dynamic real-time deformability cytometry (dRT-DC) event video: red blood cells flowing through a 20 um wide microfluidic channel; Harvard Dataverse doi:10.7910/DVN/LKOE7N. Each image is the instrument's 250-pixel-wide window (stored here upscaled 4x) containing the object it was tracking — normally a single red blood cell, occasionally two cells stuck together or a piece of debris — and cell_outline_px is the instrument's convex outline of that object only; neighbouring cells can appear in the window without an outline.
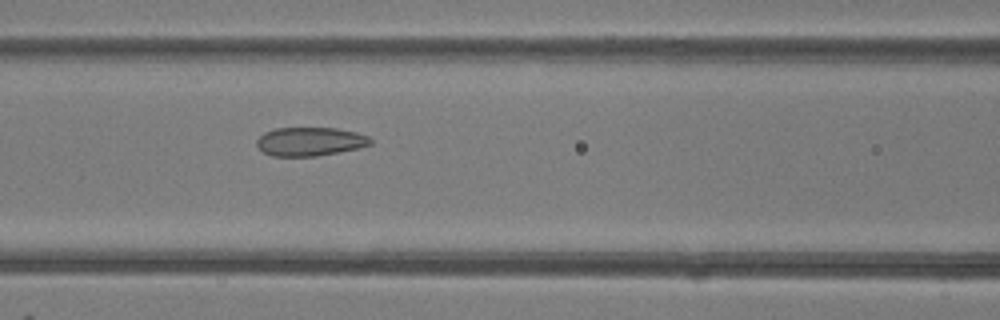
{"species": "common noctule bat (a hibernating species)", "species_latin": "Nyctalus noctula", "temperature_condition": "room temperature", "stored_images_in_passage": 49, "camera_frame_rate_fps": 3000, "um_per_image_px": 0.085, "animal": {"sex": "female"}, "frame": {"image": 1, "passage_image": 21, "time_ms": 6.667, "image_size_px": [1000, 320], "cell_outline_px": [[372, 144], [360, 148], [316, 156], [272, 156], [264, 152], [256, 144], [256, 140], [264, 132], [276, 128], [336, 128], [356, 132], [368, 136], [372, 140]], "centroid_in_image_um": [26.36, 12.03], "position_along_channel_um": 140.2, "area_um2": 19.02}}
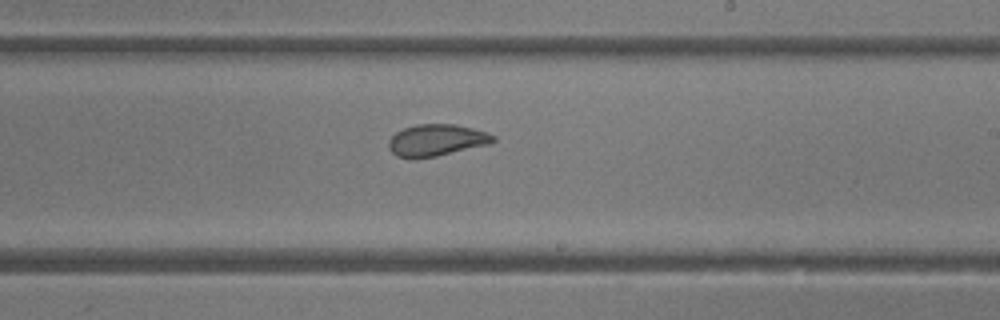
{"frame": {"image": 2, "passage_image": 29, "time_ms": 9.333, "image_size_px": [1000, 320], "cell_outline_px": [[496, 140], [488, 144], [436, 156], [396, 156], [388, 148], [388, 140], [396, 132], [404, 128], [416, 124], [456, 124], [488, 132], [496, 136]], "centroid_in_image_um": [37.12, 11.88], "position_along_channel_um": 251.9, "area_um2": 18.96}}
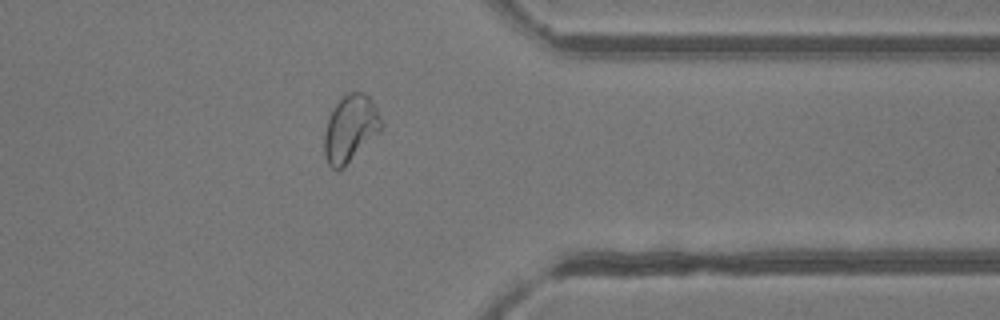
{"frame": {"image": 3, "passage_image": 39, "time_ms": 12.667, "image_size_px": [1000, 320], "cell_outline_px": [[384, 124], [344, 168], [336, 172], [328, 164], [324, 152], [324, 136], [328, 120], [336, 104], [348, 92], [364, 92], [372, 100]], "centroid_in_image_um": [29.76, 10.94], "position_along_channel_um": 381.6, "area_um2": 21.73}, "authors_computed_cell_mechanics": {"area_um2": 23.0044, "velocity_mm_per_s": 4.1917, "shape_relaxation_time_tau1_ms": 9.7626, "shape_relaxation_time_tau2_ms": 1.026, "deformation_change_tau1": 0.2, "deformation_change_tau2": 0.0551}}